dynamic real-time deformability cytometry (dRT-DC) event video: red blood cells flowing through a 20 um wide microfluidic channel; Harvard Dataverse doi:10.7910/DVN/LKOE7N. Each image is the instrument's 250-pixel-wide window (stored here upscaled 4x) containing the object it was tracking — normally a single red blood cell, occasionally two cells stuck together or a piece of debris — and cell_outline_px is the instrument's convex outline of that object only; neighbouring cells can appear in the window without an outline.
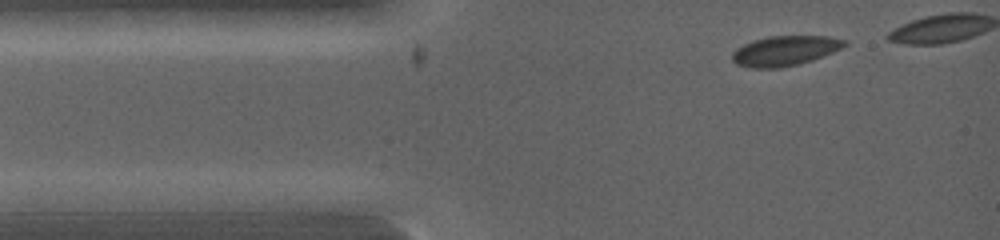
{"species": "common noctule bat (a hibernating species)", "species_latin": "Nyctalus noctula", "temperature_condition": "warm", "stored_images_in_passage": 4, "camera_frame_rate_fps": 5000, "um_per_image_px": 0.085, "animal": {"sex": "female", "body_mass_g": 19.0, "forearm_length_mm": 53.3}, "frame": {"image": 1, "passage_image": 1, "time_ms": 0.0, "image_size_px": [1000, 240], "cell_outline_px": [[848, 44], [832, 52], [812, 60], [780, 68], [752, 68], [736, 64], [732, 60], [732, 52], [736, 48], [752, 40], [768, 36], [828, 36], [848, 40]], "centroid_in_image_um": [66.7, 4.31], "position_along_channel_um": 18.3, "area_um2": 19.59}}
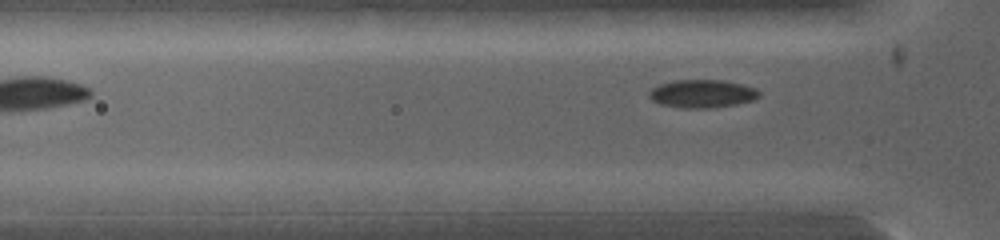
{"frame": {"image": 2, "passage_image": 4, "time_ms": 2.4, "image_size_px": [1000, 240], "cell_outline_px": [[760, 96], [752, 100], [736, 104], [708, 108], [684, 108], [660, 104], [652, 100], [648, 96], [648, 92], [652, 88], [660, 84], [676, 80], [724, 80], [756, 88], [760, 92]], "centroid_in_image_um": [59.67, 7.96], "position_along_channel_um": 66.1, "area_um2": 17.92}}